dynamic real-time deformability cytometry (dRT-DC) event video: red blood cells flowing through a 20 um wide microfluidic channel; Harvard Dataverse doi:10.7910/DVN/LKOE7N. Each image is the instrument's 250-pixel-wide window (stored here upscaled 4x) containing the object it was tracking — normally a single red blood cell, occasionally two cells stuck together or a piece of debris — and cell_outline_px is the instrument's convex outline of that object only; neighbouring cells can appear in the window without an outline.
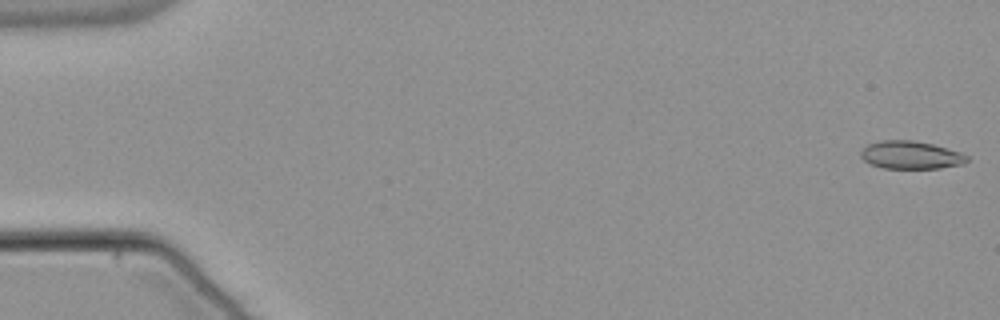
{"species": "common noctule bat (a hibernating species)", "species_latin": "Nyctalus noctula", "temperature_condition": "warm", "stored_images_in_passage": 54, "camera_frame_rate_fps": 3000, "um_per_image_px": 0.085, "animal": {"sex": "male", "body_mass_g": 21.5, "forearm_length_mm": 52.0}, "frame": {"image": 1, "passage_image": 1, "time_ms": 0.0, "image_size_px": [1000, 320], "cell_outline_px": [[968, 160], [964, 164], [940, 168], [884, 168], [872, 164], [864, 160], [860, 156], [860, 152], [868, 144], [880, 140], [912, 140], [932, 144], [960, 152], [968, 156]], "centroid_in_image_um": [77.42, 13.17], "position_along_channel_um": 7.6, "area_um2": 17.17}}
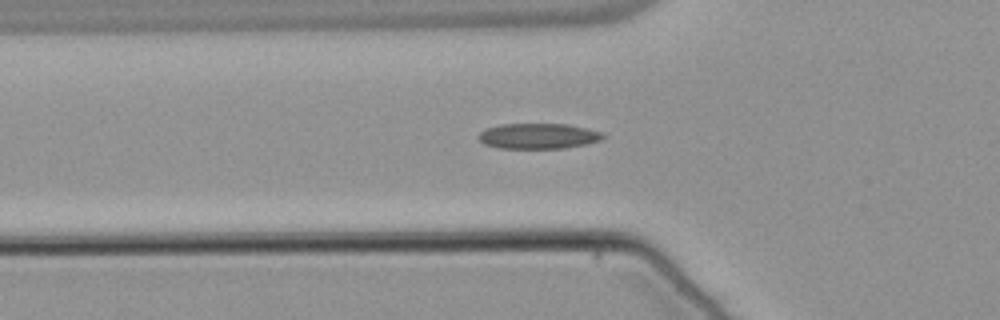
{"frame": {"image": 2, "passage_image": 19, "time_ms": 6.0, "image_size_px": [1000, 320], "cell_outline_px": [[604, 136], [600, 140], [584, 144], [564, 148], [500, 148], [484, 144], [476, 136], [484, 128], [500, 124], [568, 124], [588, 128], [604, 132]], "centroid_in_image_um": [45.73, 11.55], "position_along_channel_um": 80.1, "area_um2": 18.55}}
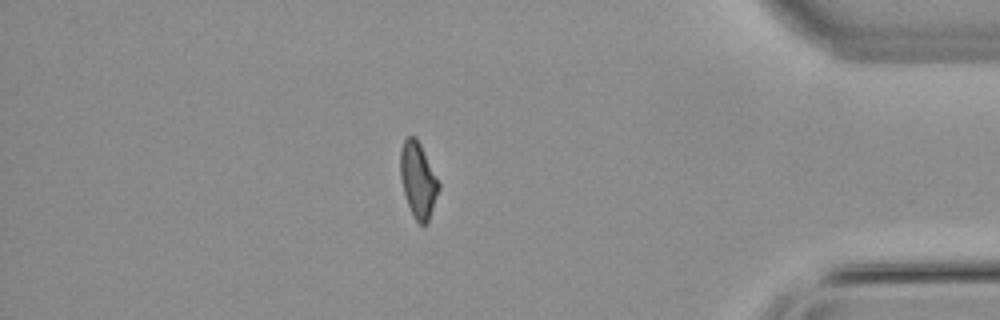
{"frame": {"image": 3, "passage_image": 47, "time_ms": 15.333, "image_size_px": [1000, 320], "cell_outline_px": [[440, 188], [428, 220], [424, 224], [420, 224], [416, 220], [408, 204], [404, 192], [400, 176], [400, 148], [404, 140], [408, 136], [416, 136], [440, 184]], "centroid_in_image_um": [35.52, 15.26], "position_along_channel_um": 399.7, "area_um2": 16.53}, "authors_computed_cell_mechanics": {"area_um2": 17.3689, "velocity_mm_per_s": 3.81, "shape_relaxation_time_tau1_ms": null, "shape_relaxation_time_tau2_ms": 4.4179, "deformation_change_tau1": null, "deformation_change_tau2": 0.125}}